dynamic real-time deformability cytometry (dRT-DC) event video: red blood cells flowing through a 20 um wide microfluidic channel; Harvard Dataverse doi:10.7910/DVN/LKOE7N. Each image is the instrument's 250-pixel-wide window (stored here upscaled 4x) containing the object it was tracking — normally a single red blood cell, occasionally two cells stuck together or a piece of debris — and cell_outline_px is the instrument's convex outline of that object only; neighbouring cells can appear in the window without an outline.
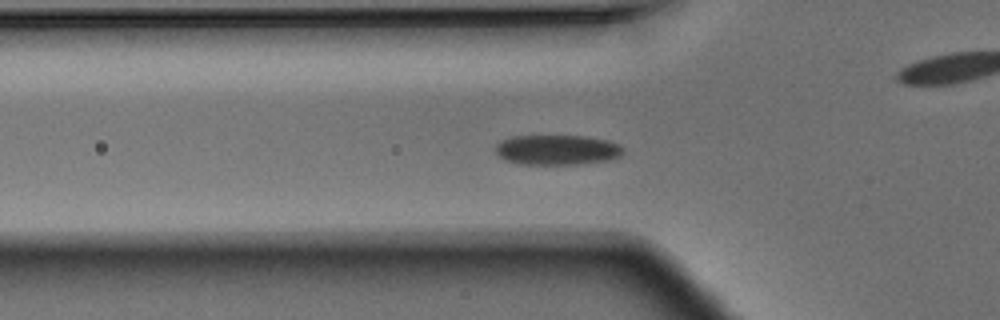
{"species": "Egyptian fruit bat (a non-hibernating species)", "species_latin": "Rousettus aegyptiacus", "temperature_condition": "warm", "stored_images_in_passage": 7, "camera_frame_rate_fps": 3000, "um_per_image_px": 0.085, "animal": {"sex": "male"}, "frame": {"image": 1, "passage_image": 4, "time_ms": 1.0, "image_size_px": [1000, 320], "cell_outline_px": [[628, 156], [620, 160], [596, 164], [568, 168], [540, 168], [512, 164], [500, 160], [492, 152], [492, 148], [500, 140], [508, 136], [532, 132], [552, 132], [588, 136], [612, 140], [620, 144], [624, 148]], "centroid_in_image_um": [47.36, 12.77], "position_along_channel_um": 78.4, "area_um2": 27.22}}